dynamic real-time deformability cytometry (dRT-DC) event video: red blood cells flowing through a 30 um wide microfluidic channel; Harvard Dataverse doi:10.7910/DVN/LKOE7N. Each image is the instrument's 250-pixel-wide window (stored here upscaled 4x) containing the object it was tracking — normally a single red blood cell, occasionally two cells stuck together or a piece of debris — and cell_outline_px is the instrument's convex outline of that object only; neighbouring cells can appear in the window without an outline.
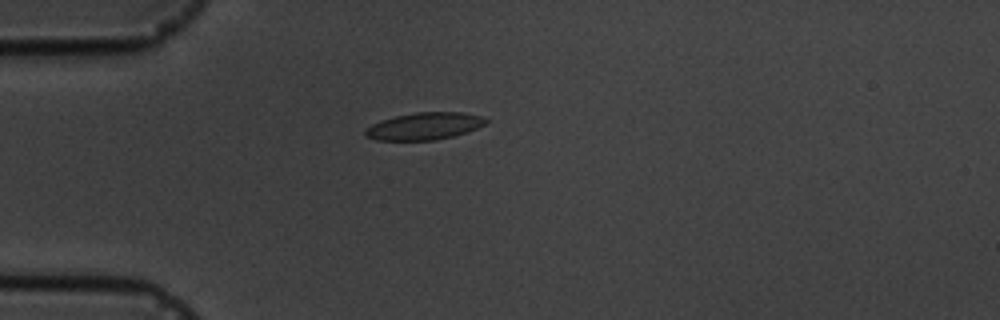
{"species": "common noctule bat (a hibernating species)", "species_latin": "Nyctalus noctula", "temperature_condition": "cold", "stored_images_in_passage": 1, "camera_frame_rate_fps": 3000, "um_per_image_px": 0.085, "animal": {"sex": "male", "body_mass_g": 19.5, "forearm_length_mm": 54.6}, "frame": {"image": 1, "passage_image": 1, "time_ms": 0.0, "image_size_px": [1000, 320], "cell_outline_px": [[488, 120], [484, 124], [476, 128], [452, 136], [436, 140], [376, 140], [364, 136], [364, 128], [380, 120], [396, 116], [416, 112], [464, 112], [484, 116]], "centroid_in_image_um": [36.03, 10.71], "position_along_channel_um": 49.0, "area_um2": 19.13}}